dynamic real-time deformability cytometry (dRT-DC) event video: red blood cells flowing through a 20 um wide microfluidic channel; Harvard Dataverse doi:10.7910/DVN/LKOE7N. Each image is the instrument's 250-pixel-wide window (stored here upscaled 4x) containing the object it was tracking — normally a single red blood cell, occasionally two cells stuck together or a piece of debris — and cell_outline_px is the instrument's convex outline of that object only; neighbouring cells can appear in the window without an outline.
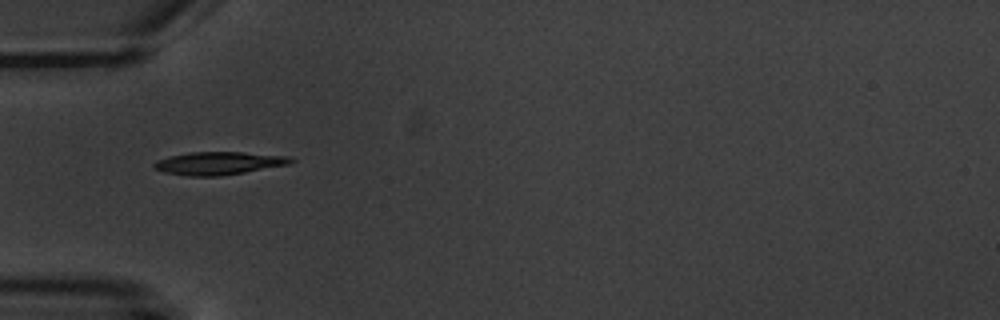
{"species": "common noctule bat (a hibernating species)", "species_latin": "Nyctalus noctula", "temperature_condition": "warm", "stored_images_in_passage": 12, "camera_frame_rate_fps": 3000, "um_per_image_px": 0.085, "animal": {"sex": "male", "body_mass_g": 20.1, "forearm_length_mm": 53.5}, "frame": {"image": 1, "passage_image": 3, "time_ms": 3.333, "image_size_px": [1000, 320], "cell_outline_px": [[296, 160], [288, 164], [244, 172], [220, 176], [188, 176], [164, 172], [152, 168], [152, 164], [156, 160], [168, 156], [188, 152], [240, 152], [288, 156]], "centroid_in_image_um": [18.52, 13.87], "position_along_channel_um": 66.5, "area_um2": 18.26}}
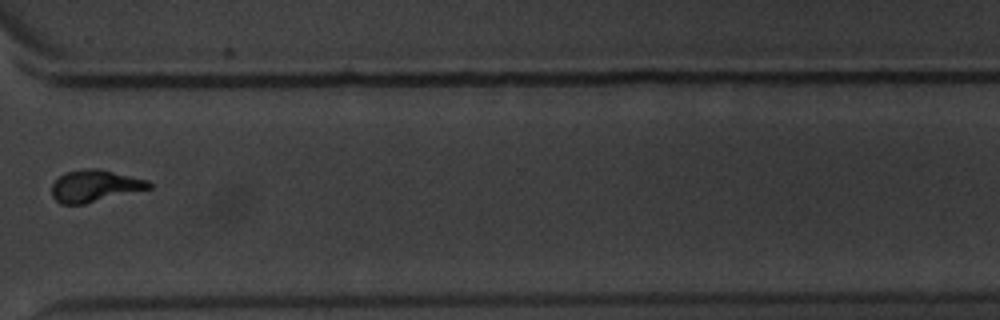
{"frame": {"image": 2, "passage_image": 10, "time_ms": 11.667, "image_size_px": [1000, 320], "cell_outline_px": [[152, 188], [84, 204], [60, 204], [52, 196], [52, 184], [60, 176], [68, 172], [84, 168], [96, 168], [148, 180], [152, 184]], "centroid_in_image_um": [8.06, 15.81], "position_along_channel_um": 362.5, "area_um2": 17.92}}
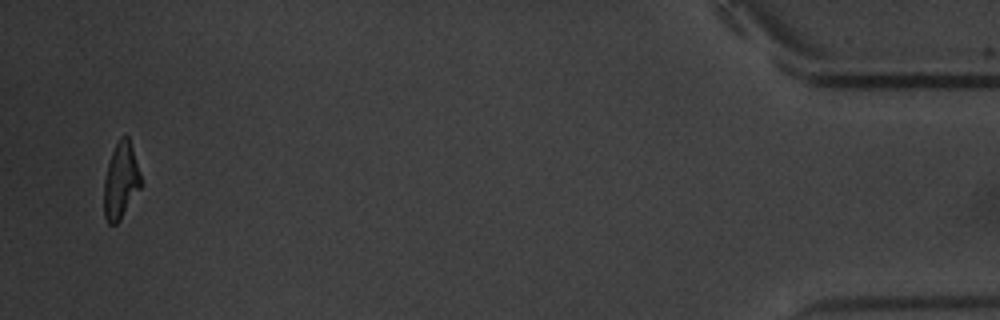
{"frame": {"image": 3, "passage_image": 12, "time_ms": 15.667, "image_size_px": [1000, 320], "cell_outline_px": [[140, 188], [120, 220], [116, 224], [108, 224], [104, 216], [104, 180], [108, 164], [112, 152], [120, 136], [128, 136], [140, 172]], "centroid_in_image_um": [10.25, 15.38], "position_along_channel_um": 424.9, "area_um2": 16.13}, "authors_computed_cell_mechanics": {"area_um2": 17.629, "velocity_mm_per_s": 3.5605, "shape_relaxation_time_tau1_ms": 4.7213, "shape_relaxation_time_tau2_ms": 1.4808, "deformation_change_tau1": 0.1701, "deformation_change_tau2": 0.0403}}